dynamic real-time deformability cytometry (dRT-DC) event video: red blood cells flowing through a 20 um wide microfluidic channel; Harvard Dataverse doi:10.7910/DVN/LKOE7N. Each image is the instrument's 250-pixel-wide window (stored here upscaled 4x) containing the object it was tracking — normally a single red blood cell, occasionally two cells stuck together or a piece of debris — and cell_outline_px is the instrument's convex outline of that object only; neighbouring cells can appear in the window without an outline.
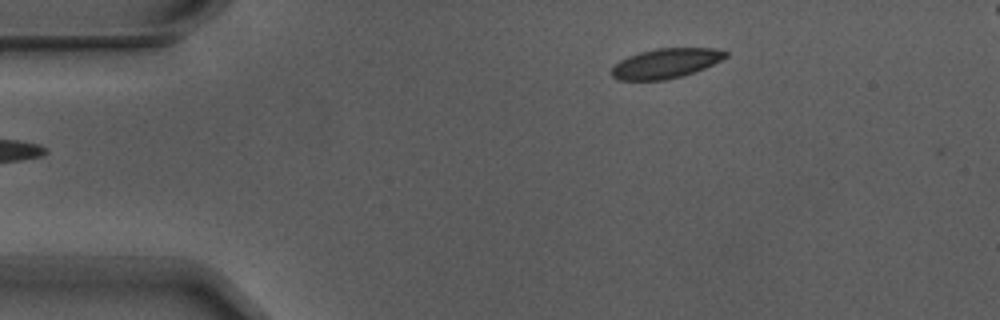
{"species": "Egyptian fruit bat (a non-hibernating species)", "species_latin": "Rousettus aegyptiacus", "temperature_condition": "warm", "stored_images_in_passage": 3, "camera_frame_rate_fps": 3000, "um_per_image_px": 0.085, "animal": {"sex": "male"}, "frame": {"image": 1, "passage_image": 3, "time_ms": 0.667, "image_size_px": [1000, 320], "cell_outline_px": [[728, 56], [704, 68], [680, 76], [664, 80], [620, 80], [612, 76], [612, 68], [620, 60], [628, 56], [640, 52], [656, 48], [716, 48], [728, 52]], "centroid_in_image_um": [56.59, 5.37], "position_along_channel_um": 28.4, "area_um2": 19.54}}